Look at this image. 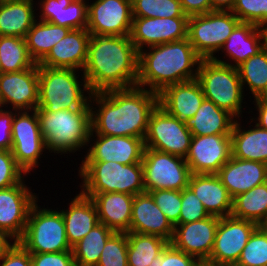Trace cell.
I'll return each instance as SVG.
<instances>
[{
  "label": "cell",
  "instance_id": "cell-14",
  "mask_svg": "<svg viewBox=\"0 0 267 266\" xmlns=\"http://www.w3.org/2000/svg\"><path fill=\"white\" fill-rule=\"evenodd\" d=\"M258 227L254 222L232 216L221 217L215 233L208 264H236L250 235Z\"/></svg>",
  "mask_w": 267,
  "mask_h": 266
},
{
  "label": "cell",
  "instance_id": "cell-28",
  "mask_svg": "<svg viewBox=\"0 0 267 266\" xmlns=\"http://www.w3.org/2000/svg\"><path fill=\"white\" fill-rule=\"evenodd\" d=\"M67 210H60L68 243L73 247L99 223L97 209L90 197L81 192L71 199Z\"/></svg>",
  "mask_w": 267,
  "mask_h": 266
},
{
  "label": "cell",
  "instance_id": "cell-56",
  "mask_svg": "<svg viewBox=\"0 0 267 266\" xmlns=\"http://www.w3.org/2000/svg\"><path fill=\"white\" fill-rule=\"evenodd\" d=\"M198 266H214V265L208 264L206 262H201Z\"/></svg>",
  "mask_w": 267,
  "mask_h": 266
},
{
  "label": "cell",
  "instance_id": "cell-4",
  "mask_svg": "<svg viewBox=\"0 0 267 266\" xmlns=\"http://www.w3.org/2000/svg\"><path fill=\"white\" fill-rule=\"evenodd\" d=\"M47 150L57 154L76 152L94 136L90 102L82 109L36 111ZM68 152V153H67Z\"/></svg>",
  "mask_w": 267,
  "mask_h": 266
},
{
  "label": "cell",
  "instance_id": "cell-50",
  "mask_svg": "<svg viewBox=\"0 0 267 266\" xmlns=\"http://www.w3.org/2000/svg\"><path fill=\"white\" fill-rule=\"evenodd\" d=\"M187 16L205 14L212 11L210 0H180Z\"/></svg>",
  "mask_w": 267,
  "mask_h": 266
},
{
  "label": "cell",
  "instance_id": "cell-35",
  "mask_svg": "<svg viewBox=\"0 0 267 266\" xmlns=\"http://www.w3.org/2000/svg\"><path fill=\"white\" fill-rule=\"evenodd\" d=\"M231 216L262 226L267 219V181L234 197Z\"/></svg>",
  "mask_w": 267,
  "mask_h": 266
},
{
  "label": "cell",
  "instance_id": "cell-2",
  "mask_svg": "<svg viewBox=\"0 0 267 266\" xmlns=\"http://www.w3.org/2000/svg\"><path fill=\"white\" fill-rule=\"evenodd\" d=\"M139 52L130 36L91 35L83 75L91 93L137 86Z\"/></svg>",
  "mask_w": 267,
  "mask_h": 266
},
{
  "label": "cell",
  "instance_id": "cell-3",
  "mask_svg": "<svg viewBox=\"0 0 267 266\" xmlns=\"http://www.w3.org/2000/svg\"><path fill=\"white\" fill-rule=\"evenodd\" d=\"M147 48L139 52L138 87L159 94L169 85L196 79L203 58L188 38Z\"/></svg>",
  "mask_w": 267,
  "mask_h": 266
},
{
  "label": "cell",
  "instance_id": "cell-7",
  "mask_svg": "<svg viewBox=\"0 0 267 266\" xmlns=\"http://www.w3.org/2000/svg\"><path fill=\"white\" fill-rule=\"evenodd\" d=\"M196 80L205 99L240 120L244 91L237 67L215 62L213 59H202Z\"/></svg>",
  "mask_w": 267,
  "mask_h": 266
},
{
  "label": "cell",
  "instance_id": "cell-21",
  "mask_svg": "<svg viewBox=\"0 0 267 266\" xmlns=\"http://www.w3.org/2000/svg\"><path fill=\"white\" fill-rule=\"evenodd\" d=\"M130 232L157 235L170 242L174 226L145 191L134 196Z\"/></svg>",
  "mask_w": 267,
  "mask_h": 266
},
{
  "label": "cell",
  "instance_id": "cell-39",
  "mask_svg": "<svg viewBox=\"0 0 267 266\" xmlns=\"http://www.w3.org/2000/svg\"><path fill=\"white\" fill-rule=\"evenodd\" d=\"M132 16L141 18L189 17L180 0H132Z\"/></svg>",
  "mask_w": 267,
  "mask_h": 266
},
{
  "label": "cell",
  "instance_id": "cell-20",
  "mask_svg": "<svg viewBox=\"0 0 267 266\" xmlns=\"http://www.w3.org/2000/svg\"><path fill=\"white\" fill-rule=\"evenodd\" d=\"M82 161H113L123 165L141 163L145 149L144 139L131 136L96 134Z\"/></svg>",
  "mask_w": 267,
  "mask_h": 266
},
{
  "label": "cell",
  "instance_id": "cell-18",
  "mask_svg": "<svg viewBox=\"0 0 267 266\" xmlns=\"http://www.w3.org/2000/svg\"><path fill=\"white\" fill-rule=\"evenodd\" d=\"M38 64L31 68L0 74V108L11 104L13 111H32L38 108Z\"/></svg>",
  "mask_w": 267,
  "mask_h": 266
},
{
  "label": "cell",
  "instance_id": "cell-6",
  "mask_svg": "<svg viewBox=\"0 0 267 266\" xmlns=\"http://www.w3.org/2000/svg\"><path fill=\"white\" fill-rule=\"evenodd\" d=\"M79 169L82 194L119 192L135 196L145 192L142 163L82 161Z\"/></svg>",
  "mask_w": 267,
  "mask_h": 266
},
{
  "label": "cell",
  "instance_id": "cell-41",
  "mask_svg": "<svg viewBox=\"0 0 267 266\" xmlns=\"http://www.w3.org/2000/svg\"><path fill=\"white\" fill-rule=\"evenodd\" d=\"M127 233L115 232L106 242L97 266H128Z\"/></svg>",
  "mask_w": 267,
  "mask_h": 266
},
{
  "label": "cell",
  "instance_id": "cell-8",
  "mask_svg": "<svg viewBox=\"0 0 267 266\" xmlns=\"http://www.w3.org/2000/svg\"><path fill=\"white\" fill-rule=\"evenodd\" d=\"M18 242L30 253L72 251L61 211L32 206L23 236Z\"/></svg>",
  "mask_w": 267,
  "mask_h": 266
},
{
  "label": "cell",
  "instance_id": "cell-60",
  "mask_svg": "<svg viewBox=\"0 0 267 266\" xmlns=\"http://www.w3.org/2000/svg\"><path fill=\"white\" fill-rule=\"evenodd\" d=\"M2 73V68H1V62H0V74Z\"/></svg>",
  "mask_w": 267,
  "mask_h": 266
},
{
  "label": "cell",
  "instance_id": "cell-36",
  "mask_svg": "<svg viewBox=\"0 0 267 266\" xmlns=\"http://www.w3.org/2000/svg\"><path fill=\"white\" fill-rule=\"evenodd\" d=\"M115 232L102 223L96 224L92 230L72 247L76 266H97L107 240Z\"/></svg>",
  "mask_w": 267,
  "mask_h": 266
},
{
  "label": "cell",
  "instance_id": "cell-53",
  "mask_svg": "<svg viewBox=\"0 0 267 266\" xmlns=\"http://www.w3.org/2000/svg\"><path fill=\"white\" fill-rule=\"evenodd\" d=\"M11 239L13 240L4 230L0 229V258L14 244V242H10Z\"/></svg>",
  "mask_w": 267,
  "mask_h": 266
},
{
  "label": "cell",
  "instance_id": "cell-52",
  "mask_svg": "<svg viewBox=\"0 0 267 266\" xmlns=\"http://www.w3.org/2000/svg\"><path fill=\"white\" fill-rule=\"evenodd\" d=\"M236 0H210L212 11H231Z\"/></svg>",
  "mask_w": 267,
  "mask_h": 266
},
{
  "label": "cell",
  "instance_id": "cell-11",
  "mask_svg": "<svg viewBox=\"0 0 267 266\" xmlns=\"http://www.w3.org/2000/svg\"><path fill=\"white\" fill-rule=\"evenodd\" d=\"M191 139L192 134L184 121L169 115L159 105L151 113L144 138L145 148L185 158Z\"/></svg>",
  "mask_w": 267,
  "mask_h": 266
},
{
  "label": "cell",
  "instance_id": "cell-25",
  "mask_svg": "<svg viewBox=\"0 0 267 266\" xmlns=\"http://www.w3.org/2000/svg\"><path fill=\"white\" fill-rule=\"evenodd\" d=\"M158 97L159 106L181 121L193 117L205 99L196 79L169 85L158 94Z\"/></svg>",
  "mask_w": 267,
  "mask_h": 266
},
{
  "label": "cell",
  "instance_id": "cell-37",
  "mask_svg": "<svg viewBox=\"0 0 267 266\" xmlns=\"http://www.w3.org/2000/svg\"><path fill=\"white\" fill-rule=\"evenodd\" d=\"M0 62L2 73L19 72L36 65L25 38L14 36H0Z\"/></svg>",
  "mask_w": 267,
  "mask_h": 266
},
{
  "label": "cell",
  "instance_id": "cell-33",
  "mask_svg": "<svg viewBox=\"0 0 267 266\" xmlns=\"http://www.w3.org/2000/svg\"><path fill=\"white\" fill-rule=\"evenodd\" d=\"M128 266H157L158 255L169 244L166 239L150 234L127 232Z\"/></svg>",
  "mask_w": 267,
  "mask_h": 266
},
{
  "label": "cell",
  "instance_id": "cell-47",
  "mask_svg": "<svg viewBox=\"0 0 267 266\" xmlns=\"http://www.w3.org/2000/svg\"><path fill=\"white\" fill-rule=\"evenodd\" d=\"M31 266H76L72 251L30 253Z\"/></svg>",
  "mask_w": 267,
  "mask_h": 266
},
{
  "label": "cell",
  "instance_id": "cell-30",
  "mask_svg": "<svg viewBox=\"0 0 267 266\" xmlns=\"http://www.w3.org/2000/svg\"><path fill=\"white\" fill-rule=\"evenodd\" d=\"M234 118L214 102L204 99L194 116L184 122L192 136L231 134L236 121Z\"/></svg>",
  "mask_w": 267,
  "mask_h": 266
},
{
  "label": "cell",
  "instance_id": "cell-42",
  "mask_svg": "<svg viewBox=\"0 0 267 266\" xmlns=\"http://www.w3.org/2000/svg\"><path fill=\"white\" fill-rule=\"evenodd\" d=\"M231 12L241 22L267 26V0H236Z\"/></svg>",
  "mask_w": 267,
  "mask_h": 266
},
{
  "label": "cell",
  "instance_id": "cell-5",
  "mask_svg": "<svg viewBox=\"0 0 267 266\" xmlns=\"http://www.w3.org/2000/svg\"><path fill=\"white\" fill-rule=\"evenodd\" d=\"M77 71L38 66L39 102L36 111L57 112L64 109L84 108L90 102L92 93L84 75L81 74L83 82L78 80Z\"/></svg>",
  "mask_w": 267,
  "mask_h": 266
},
{
  "label": "cell",
  "instance_id": "cell-27",
  "mask_svg": "<svg viewBox=\"0 0 267 266\" xmlns=\"http://www.w3.org/2000/svg\"><path fill=\"white\" fill-rule=\"evenodd\" d=\"M84 195L93 200L100 223L114 232H130L133 195L119 192Z\"/></svg>",
  "mask_w": 267,
  "mask_h": 266
},
{
  "label": "cell",
  "instance_id": "cell-59",
  "mask_svg": "<svg viewBox=\"0 0 267 266\" xmlns=\"http://www.w3.org/2000/svg\"><path fill=\"white\" fill-rule=\"evenodd\" d=\"M265 28V34H266V42H267V26Z\"/></svg>",
  "mask_w": 267,
  "mask_h": 266
},
{
  "label": "cell",
  "instance_id": "cell-16",
  "mask_svg": "<svg viewBox=\"0 0 267 266\" xmlns=\"http://www.w3.org/2000/svg\"><path fill=\"white\" fill-rule=\"evenodd\" d=\"M188 20L189 17H133L129 36L137 51L140 52L144 47L188 38Z\"/></svg>",
  "mask_w": 267,
  "mask_h": 266
},
{
  "label": "cell",
  "instance_id": "cell-34",
  "mask_svg": "<svg viewBox=\"0 0 267 266\" xmlns=\"http://www.w3.org/2000/svg\"><path fill=\"white\" fill-rule=\"evenodd\" d=\"M70 30L67 27L36 20L25 36L26 46L35 63L39 64Z\"/></svg>",
  "mask_w": 267,
  "mask_h": 266
},
{
  "label": "cell",
  "instance_id": "cell-13",
  "mask_svg": "<svg viewBox=\"0 0 267 266\" xmlns=\"http://www.w3.org/2000/svg\"><path fill=\"white\" fill-rule=\"evenodd\" d=\"M132 0H95L88 4L87 30L91 35L129 36Z\"/></svg>",
  "mask_w": 267,
  "mask_h": 266
},
{
  "label": "cell",
  "instance_id": "cell-1",
  "mask_svg": "<svg viewBox=\"0 0 267 266\" xmlns=\"http://www.w3.org/2000/svg\"><path fill=\"white\" fill-rule=\"evenodd\" d=\"M92 101L98 109L92 106ZM90 102L91 132L144 139L150 115L159 105V97L158 93L148 88L136 86L94 92Z\"/></svg>",
  "mask_w": 267,
  "mask_h": 266
},
{
  "label": "cell",
  "instance_id": "cell-12",
  "mask_svg": "<svg viewBox=\"0 0 267 266\" xmlns=\"http://www.w3.org/2000/svg\"><path fill=\"white\" fill-rule=\"evenodd\" d=\"M29 112H32L31 115ZM11 136V152L14 159L17 165L28 174L38 166V159L47 149L41 134L36 109L32 111H15Z\"/></svg>",
  "mask_w": 267,
  "mask_h": 266
},
{
  "label": "cell",
  "instance_id": "cell-45",
  "mask_svg": "<svg viewBox=\"0 0 267 266\" xmlns=\"http://www.w3.org/2000/svg\"><path fill=\"white\" fill-rule=\"evenodd\" d=\"M26 173L17 165L11 150L0 149V190L19 184Z\"/></svg>",
  "mask_w": 267,
  "mask_h": 266
},
{
  "label": "cell",
  "instance_id": "cell-57",
  "mask_svg": "<svg viewBox=\"0 0 267 266\" xmlns=\"http://www.w3.org/2000/svg\"><path fill=\"white\" fill-rule=\"evenodd\" d=\"M262 227L267 229V219L265 220V222L263 223Z\"/></svg>",
  "mask_w": 267,
  "mask_h": 266
},
{
  "label": "cell",
  "instance_id": "cell-9",
  "mask_svg": "<svg viewBox=\"0 0 267 266\" xmlns=\"http://www.w3.org/2000/svg\"><path fill=\"white\" fill-rule=\"evenodd\" d=\"M240 22L231 11L189 16V42L203 59H212Z\"/></svg>",
  "mask_w": 267,
  "mask_h": 266
},
{
  "label": "cell",
  "instance_id": "cell-38",
  "mask_svg": "<svg viewBox=\"0 0 267 266\" xmlns=\"http://www.w3.org/2000/svg\"><path fill=\"white\" fill-rule=\"evenodd\" d=\"M239 78L247 84L254 98H256L267 84V45L256 55L237 66Z\"/></svg>",
  "mask_w": 267,
  "mask_h": 266
},
{
  "label": "cell",
  "instance_id": "cell-44",
  "mask_svg": "<svg viewBox=\"0 0 267 266\" xmlns=\"http://www.w3.org/2000/svg\"><path fill=\"white\" fill-rule=\"evenodd\" d=\"M181 203L179 224L200 221L210 216L205 210L201 200L195 196L194 192L189 187L181 191Z\"/></svg>",
  "mask_w": 267,
  "mask_h": 266
},
{
  "label": "cell",
  "instance_id": "cell-55",
  "mask_svg": "<svg viewBox=\"0 0 267 266\" xmlns=\"http://www.w3.org/2000/svg\"><path fill=\"white\" fill-rule=\"evenodd\" d=\"M214 266H238L237 264H216Z\"/></svg>",
  "mask_w": 267,
  "mask_h": 266
},
{
  "label": "cell",
  "instance_id": "cell-51",
  "mask_svg": "<svg viewBox=\"0 0 267 266\" xmlns=\"http://www.w3.org/2000/svg\"><path fill=\"white\" fill-rule=\"evenodd\" d=\"M255 105L258 111V118H255L258 122L255 124L258 127L267 130V102H256Z\"/></svg>",
  "mask_w": 267,
  "mask_h": 266
},
{
  "label": "cell",
  "instance_id": "cell-22",
  "mask_svg": "<svg viewBox=\"0 0 267 266\" xmlns=\"http://www.w3.org/2000/svg\"><path fill=\"white\" fill-rule=\"evenodd\" d=\"M90 32L87 29H71L51 49L38 66L68 68L83 71L88 52Z\"/></svg>",
  "mask_w": 267,
  "mask_h": 266
},
{
  "label": "cell",
  "instance_id": "cell-19",
  "mask_svg": "<svg viewBox=\"0 0 267 266\" xmlns=\"http://www.w3.org/2000/svg\"><path fill=\"white\" fill-rule=\"evenodd\" d=\"M220 217H209L187 224L174 226L173 237L169 242L174 248L208 262L215 240V233Z\"/></svg>",
  "mask_w": 267,
  "mask_h": 266
},
{
  "label": "cell",
  "instance_id": "cell-40",
  "mask_svg": "<svg viewBox=\"0 0 267 266\" xmlns=\"http://www.w3.org/2000/svg\"><path fill=\"white\" fill-rule=\"evenodd\" d=\"M238 266H267V229L258 226L250 235L240 257Z\"/></svg>",
  "mask_w": 267,
  "mask_h": 266
},
{
  "label": "cell",
  "instance_id": "cell-32",
  "mask_svg": "<svg viewBox=\"0 0 267 266\" xmlns=\"http://www.w3.org/2000/svg\"><path fill=\"white\" fill-rule=\"evenodd\" d=\"M33 0L0 2V36L25 38L36 20Z\"/></svg>",
  "mask_w": 267,
  "mask_h": 266
},
{
  "label": "cell",
  "instance_id": "cell-58",
  "mask_svg": "<svg viewBox=\"0 0 267 266\" xmlns=\"http://www.w3.org/2000/svg\"><path fill=\"white\" fill-rule=\"evenodd\" d=\"M7 1H22V0H0V2H7Z\"/></svg>",
  "mask_w": 267,
  "mask_h": 266
},
{
  "label": "cell",
  "instance_id": "cell-15",
  "mask_svg": "<svg viewBox=\"0 0 267 266\" xmlns=\"http://www.w3.org/2000/svg\"><path fill=\"white\" fill-rule=\"evenodd\" d=\"M231 157V134H215L192 136L185 161L191 174H217Z\"/></svg>",
  "mask_w": 267,
  "mask_h": 266
},
{
  "label": "cell",
  "instance_id": "cell-24",
  "mask_svg": "<svg viewBox=\"0 0 267 266\" xmlns=\"http://www.w3.org/2000/svg\"><path fill=\"white\" fill-rule=\"evenodd\" d=\"M266 45L264 27H259L252 23L240 22L220 49L221 52L225 51V55L231 58V61H234L235 64H230L229 61L219 60L215 56L212 59L215 62L237 67L242 62L256 55Z\"/></svg>",
  "mask_w": 267,
  "mask_h": 266
},
{
  "label": "cell",
  "instance_id": "cell-31",
  "mask_svg": "<svg viewBox=\"0 0 267 266\" xmlns=\"http://www.w3.org/2000/svg\"><path fill=\"white\" fill-rule=\"evenodd\" d=\"M253 127L245 130L235 121L231 133L232 156L267 164V130L256 124Z\"/></svg>",
  "mask_w": 267,
  "mask_h": 266
},
{
  "label": "cell",
  "instance_id": "cell-29",
  "mask_svg": "<svg viewBox=\"0 0 267 266\" xmlns=\"http://www.w3.org/2000/svg\"><path fill=\"white\" fill-rule=\"evenodd\" d=\"M40 21L70 29H86L88 4L85 0H40Z\"/></svg>",
  "mask_w": 267,
  "mask_h": 266
},
{
  "label": "cell",
  "instance_id": "cell-46",
  "mask_svg": "<svg viewBox=\"0 0 267 266\" xmlns=\"http://www.w3.org/2000/svg\"><path fill=\"white\" fill-rule=\"evenodd\" d=\"M201 262L183 251L174 248L170 243L158 255L157 266H198Z\"/></svg>",
  "mask_w": 267,
  "mask_h": 266
},
{
  "label": "cell",
  "instance_id": "cell-43",
  "mask_svg": "<svg viewBox=\"0 0 267 266\" xmlns=\"http://www.w3.org/2000/svg\"><path fill=\"white\" fill-rule=\"evenodd\" d=\"M148 192L170 223L173 226L178 225L182 206L181 191L161 189Z\"/></svg>",
  "mask_w": 267,
  "mask_h": 266
},
{
  "label": "cell",
  "instance_id": "cell-48",
  "mask_svg": "<svg viewBox=\"0 0 267 266\" xmlns=\"http://www.w3.org/2000/svg\"><path fill=\"white\" fill-rule=\"evenodd\" d=\"M1 266H31V256L18 241L0 258Z\"/></svg>",
  "mask_w": 267,
  "mask_h": 266
},
{
  "label": "cell",
  "instance_id": "cell-54",
  "mask_svg": "<svg viewBox=\"0 0 267 266\" xmlns=\"http://www.w3.org/2000/svg\"><path fill=\"white\" fill-rule=\"evenodd\" d=\"M255 102H267V84L261 93L254 99Z\"/></svg>",
  "mask_w": 267,
  "mask_h": 266
},
{
  "label": "cell",
  "instance_id": "cell-10",
  "mask_svg": "<svg viewBox=\"0 0 267 266\" xmlns=\"http://www.w3.org/2000/svg\"><path fill=\"white\" fill-rule=\"evenodd\" d=\"M145 191H182L188 187L191 172L185 158L145 148L142 158Z\"/></svg>",
  "mask_w": 267,
  "mask_h": 266
},
{
  "label": "cell",
  "instance_id": "cell-23",
  "mask_svg": "<svg viewBox=\"0 0 267 266\" xmlns=\"http://www.w3.org/2000/svg\"><path fill=\"white\" fill-rule=\"evenodd\" d=\"M217 175L234 198L267 181V164L232 156Z\"/></svg>",
  "mask_w": 267,
  "mask_h": 266
},
{
  "label": "cell",
  "instance_id": "cell-17",
  "mask_svg": "<svg viewBox=\"0 0 267 266\" xmlns=\"http://www.w3.org/2000/svg\"><path fill=\"white\" fill-rule=\"evenodd\" d=\"M36 196L25 185L24 179L19 184L0 190V229L11 236L13 241L23 236L29 212L38 202Z\"/></svg>",
  "mask_w": 267,
  "mask_h": 266
},
{
  "label": "cell",
  "instance_id": "cell-26",
  "mask_svg": "<svg viewBox=\"0 0 267 266\" xmlns=\"http://www.w3.org/2000/svg\"><path fill=\"white\" fill-rule=\"evenodd\" d=\"M188 187L201 200L209 215L231 216L233 198L217 174H191Z\"/></svg>",
  "mask_w": 267,
  "mask_h": 266
},
{
  "label": "cell",
  "instance_id": "cell-49",
  "mask_svg": "<svg viewBox=\"0 0 267 266\" xmlns=\"http://www.w3.org/2000/svg\"><path fill=\"white\" fill-rule=\"evenodd\" d=\"M14 115L13 111L0 108V149L11 150Z\"/></svg>",
  "mask_w": 267,
  "mask_h": 266
}]
</instances>
